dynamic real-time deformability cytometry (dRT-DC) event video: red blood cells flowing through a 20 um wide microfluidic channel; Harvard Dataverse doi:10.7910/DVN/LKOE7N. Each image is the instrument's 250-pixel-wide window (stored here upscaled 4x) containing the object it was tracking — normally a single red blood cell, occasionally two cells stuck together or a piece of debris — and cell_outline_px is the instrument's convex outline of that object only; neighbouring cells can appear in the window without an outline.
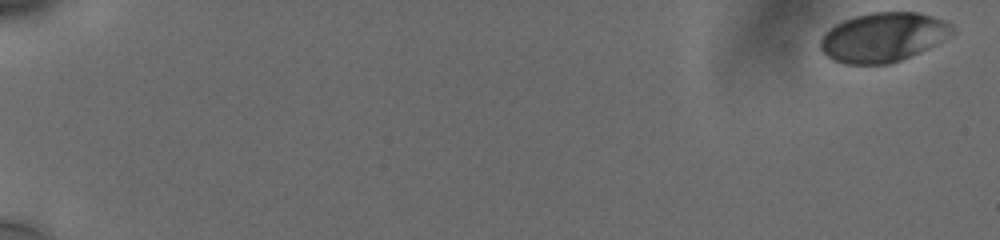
{"species": "human", "species_latin": "Homo sapiens", "temperature_condition": "cold", "stored_images_in_passage": 39, "camera_frame_rate_fps": 3000, "um_per_image_px": 0.085, "donor": {"sex": "male"}, "frame": {"image": 1, "passage_image": 1, "time_ms": 0.0, "image_size_px": [1000, 240], "cell_outline_px": [[956, 32], [944, 40], [928, 48], [900, 60], [888, 64], [844, 64], [832, 60], [820, 48], [820, 40], [824, 32], [836, 24], [844, 20], [856, 16], [872, 12], [920, 12], [944, 20], [952, 24], [956, 28]], "centroid_in_image_um": [75.09, 3.16], "position_along_channel_um": 9.9, "area_um2": 38.03}}
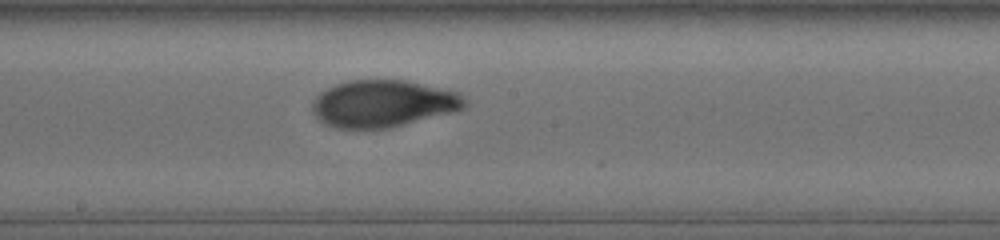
{"frame": {"image": 2, "passage_image": 33, "time_ms": 11.0, "image_size_px": [1000, 240], "cell_outline_px": [[468, 104], [464, 108], [456, 112], [392, 128], [336, 128], [324, 124], [312, 112], [312, 104], [316, 96], [320, 92], [336, 84], [348, 80], [404, 80], [444, 88], [460, 92], [468, 100]], "centroid_in_image_um": [32.63, 8.81], "position_along_channel_um": 215.6, "area_um2": 42.37}}
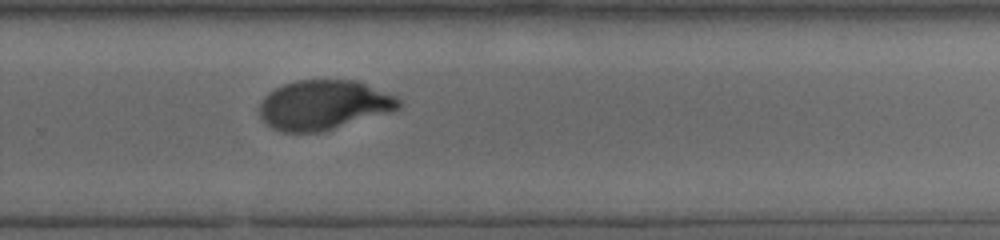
{"frame": {"image": 3, "passage_image": 39, "time_ms": 13.333, "image_size_px": [1000, 240], "cell_outline_px": [[400, 108], [388, 112], [320, 132], [284, 132], [272, 128], [260, 116], [260, 100], [268, 92], [284, 84], [296, 80], [356, 80], [396, 96], [400, 100]], "centroid_in_image_um": [27.48, 8.91], "position_along_channel_um": 302.3, "area_um2": 39.88}}